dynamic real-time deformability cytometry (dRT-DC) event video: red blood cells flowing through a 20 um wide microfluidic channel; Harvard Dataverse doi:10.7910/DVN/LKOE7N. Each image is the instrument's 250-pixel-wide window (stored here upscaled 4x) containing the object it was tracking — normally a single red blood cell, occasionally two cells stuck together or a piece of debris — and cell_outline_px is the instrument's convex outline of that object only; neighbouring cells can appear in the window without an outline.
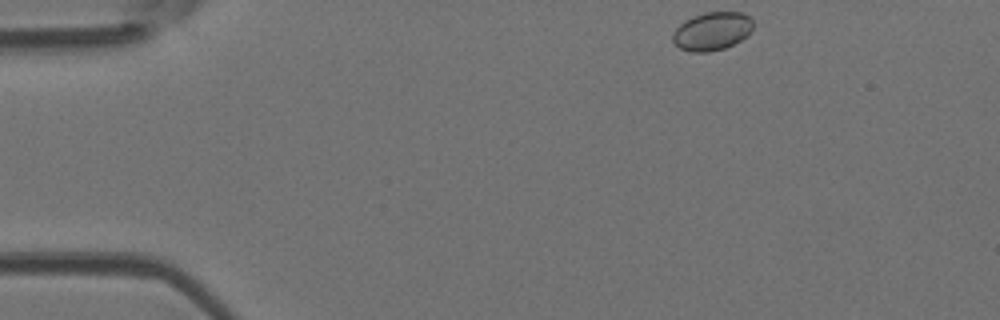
{"species": "Egyptian fruit bat (a non-hibernating species)", "species_latin": "Rousettus aegyptiacus", "temperature_condition": "room temperature", "stored_images_in_passage": 41, "camera_frame_rate_fps": 3000, "um_per_image_px": 0.085, "animal": {"sex": "female"}, "frame": {"image": 1, "passage_image": 1, "time_ms": 0.0, "image_size_px": [1000, 320], "cell_outline_px": [[752, 28], [740, 40], [724, 48], [708, 52], [688, 52], [680, 48], [672, 40], [672, 36], [676, 28], [684, 20], [692, 16], [704, 12], [744, 12], [752, 20]], "centroid_in_image_um": [60.48, 2.64], "position_along_channel_um": 24.5, "area_um2": 17.8}}
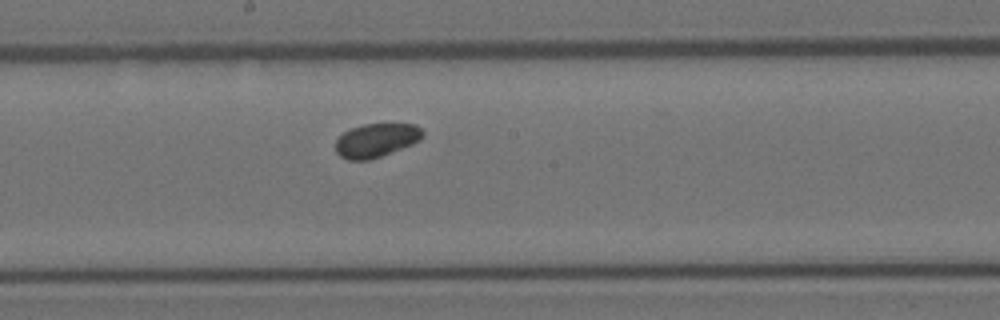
{"frame": {"image": 2, "passage_image": 21, "time_ms": 6.667, "image_size_px": [1000, 320], "cell_outline_px": [[424, 136], [420, 140], [412, 144], [380, 156], [368, 160], [348, 160], [340, 156], [336, 152], [336, 140], [344, 132], [352, 128], [364, 124], [416, 124], [424, 132]], "centroid_in_image_um": [31.99, 11.92], "position_along_channel_um": 216.2, "area_um2": 16.99}}
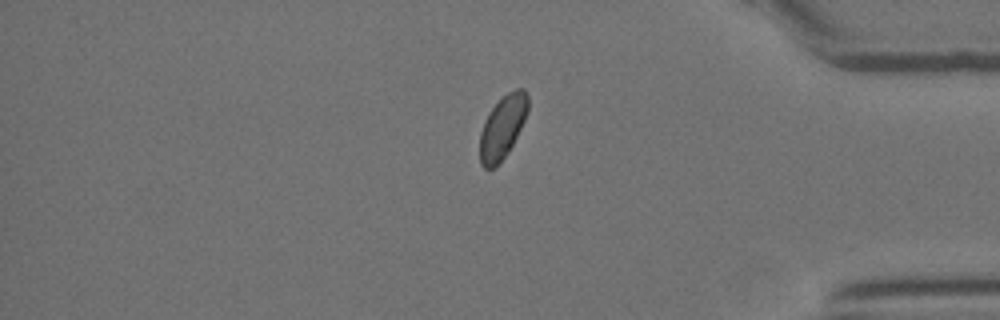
{"frame": {"image": 3, "passage_image": 36, "time_ms": 11.667, "image_size_px": [1000, 320], "cell_outline_px": [[528, 112], [508, 152], [492, 168], [484, 168], [480, 164], [480, 132], [488, 112], [508, 92], [516, 88], [524, 88], [528, 96]], "centroid_in_image_um": [42.71, 10.77], "position_along_channel_um": 392.5, "area_um2": 17.34}}